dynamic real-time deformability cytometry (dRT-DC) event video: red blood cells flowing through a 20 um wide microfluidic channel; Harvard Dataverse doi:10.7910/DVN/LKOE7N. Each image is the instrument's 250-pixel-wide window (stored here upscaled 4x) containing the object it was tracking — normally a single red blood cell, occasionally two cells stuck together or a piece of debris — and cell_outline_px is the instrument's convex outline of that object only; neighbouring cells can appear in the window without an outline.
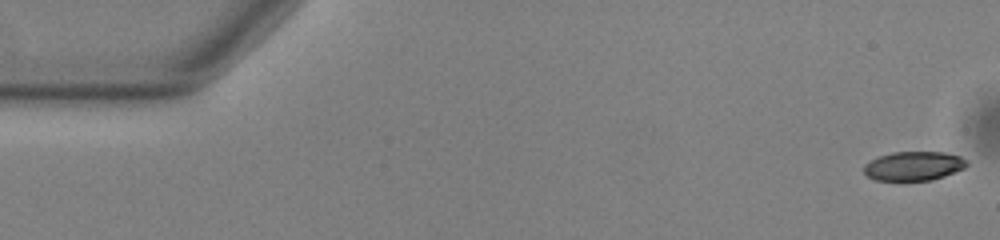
{"species": "common noctule bat (a hibernating species)", "species_latin": "Nyctalus noctula", "temperature_condition": "warm", "stored_images_in_passage": 54, "camera_frame_rate_fps": 3000, "um_per_image_px": 0.085, "animal": {"sex": "male", "body_mass_g": 13.0, "forearm_length_mm": 53.1}, "frame": {"image": 1, "passage_image": 1, "time_ms": 0.0, "image_size_px": [1000, 240], "cell_outline_px": [[968, 164], [964, 168], [944, 176], [932, 180], [876, 180], [868, 176], [864, 172], [864, 164], [880, 156], [892, 152], [944, 152], [960, 156]], "centroid_in_image_um": [77.66, 14.11], "position_along_channel_um": 7.3, "area_um2": 17.22}}
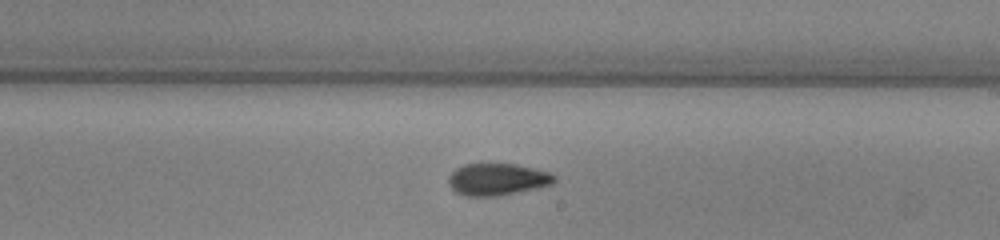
{"frame": {"image": 2, "passage_image": 31, "time_ms": 10.0, "image_size_px": [1000, 240], "cell_outline_px": [[556, 180], [552, 184], [516, 192], [496, 196], [464, 196], [456, 192], [448, 184], [448, 176], [456, 168], [464, 164], [516, 164], [548, 172], [556, 176]], "centroid_in_image_um": [42.23, 15.24], "position_along_channel_um": 246.8, "area_um2": 19.54}}
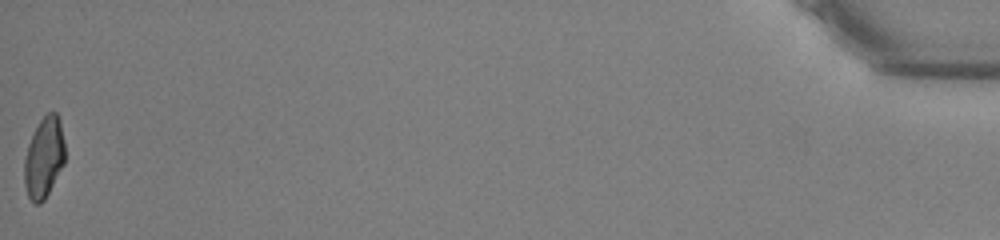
{"frame": {"image": 3, "passage_image": 54, "time_ms": 17.667, "image_size_px": [1000, 240], "cell_outline_px": [[64, 164], [44, 200], [40, 204], [36, 204], [28, 196], [24, 184], [24, 160], [28, 144], [40, 120], [48, 112], [56, 112], [60, 120], [64, 140]], "centroid_in_image_um": [3.74, 13.4], "position_along_channel_um": 431.5, "area_um2": 18.96}, "authors_computed_cell_mechanics": {"area_um2": 19.5364, "velocity_mm_per_s": 3.7942, "shape_relaxation_time_tau1_ms": 5.8498, "shape_relaxation_time_tau2_ms": 2.9103, "deformation_change_tau1": 0.1735, "deformation_change_tau2": 0.0791}}